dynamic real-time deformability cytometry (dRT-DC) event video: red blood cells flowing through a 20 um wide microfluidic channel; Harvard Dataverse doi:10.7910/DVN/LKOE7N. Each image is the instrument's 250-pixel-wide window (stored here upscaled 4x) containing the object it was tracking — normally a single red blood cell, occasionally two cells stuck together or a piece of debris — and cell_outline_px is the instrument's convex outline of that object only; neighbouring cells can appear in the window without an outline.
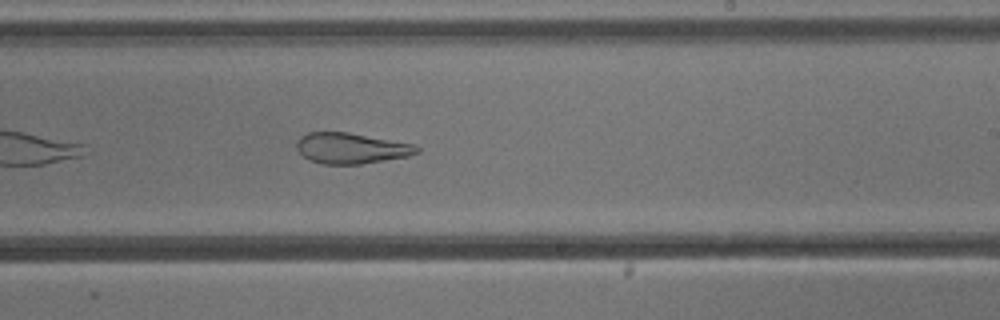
{"species": "common noctule bat (a hibernating species)", "species_latin": "Nyctalus noctula", "temperature_condition": "cold", "stored_images_in_passage": 38, "camera_frame_rate_fps": 3000, "um_per_image_px": 0.085, "animal": {"sex": "male", "body_mass_g": 13.3}, "frame": {"image": 1, "passage_image": 17, "time_ms": 5.333, "image_size_px": [1000, 320], "cell_outline_px": [[420, 152], [408, 156], [360, 164], [320, 164], [308, 160], [296, 148], [296, 140], [300, 136], [308, 132], [348, 132], [416, 144], [420, 148]], "centroid_in_image_um": [29.84, 12.59], "position_along_channel_um": 259.2, "area_um2": 21.73}}
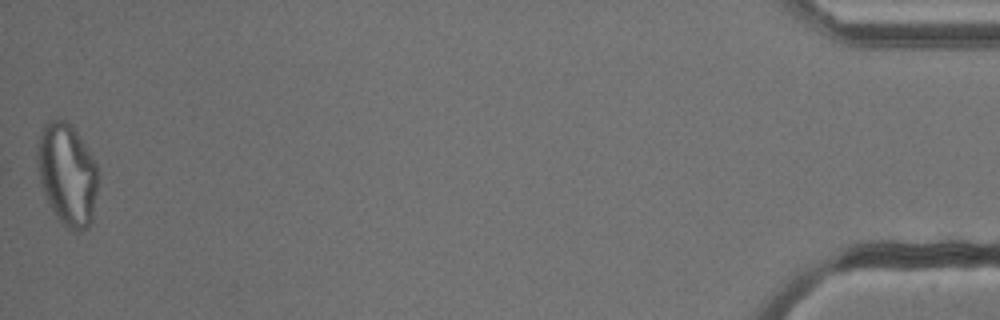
{"frame": {"image": 2, "passage_image": 38, "time_ms": 12.333, "image_size_px": [1000, 320], "cell_outline_px": [[96, 192], [92, 220], [88, 228], [80, 232], [72, 232], [56, 216], [48, 204], [40, 180], [36, 160], [36, 156], [40, 132], [44, 124], [48, 120], [64, 120], [72, 124], [92, 156], [96, 164]], "centroid_in_image_um": [5.69, 14.82], "position_along_channel_um": 429.5, "area_um2": 36.01}, "authors_computed_cell_mechanics": {"area_um2": 24.7384, "velocity_mm_per_s": 3.8694, "shape_relaxation_time_tau1_ms": null, "shape_relaxation_time_tau2_ms": 3.023, "deformation_change_tau1": null, "deformation_change_tau2": 0.136}}